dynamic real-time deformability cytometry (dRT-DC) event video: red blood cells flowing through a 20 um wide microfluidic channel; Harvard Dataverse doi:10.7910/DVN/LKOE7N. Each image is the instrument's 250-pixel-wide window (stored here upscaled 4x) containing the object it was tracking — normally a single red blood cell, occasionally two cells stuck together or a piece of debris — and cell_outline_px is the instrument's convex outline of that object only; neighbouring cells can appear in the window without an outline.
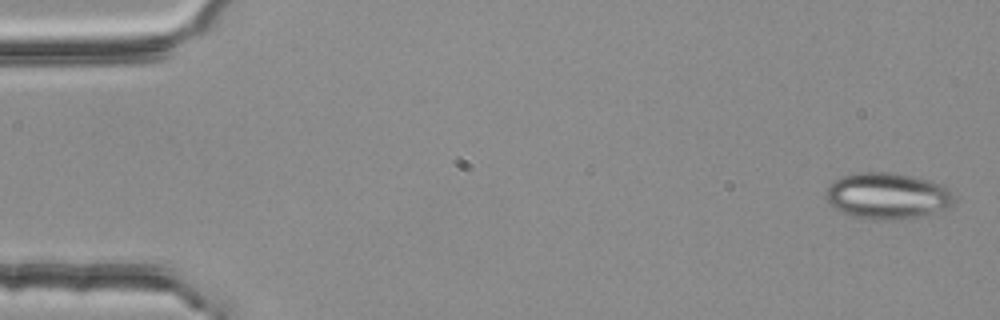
{"species": "common noctule bat (a hibernating species)", "species_latin": "Nyctalus noctula", "temperature_condition": "room temperature", "stored_images_in_passage": 6, "camera_frame_rate_fps": 3000, "um_per_image_px": 0.085, "animal": {"sex": "female", "body_mass_g": 25.1}, "frame": {"image": 1, "passage_image": 1, "time_ms": 0.0, "image_size_px": [1000, 320], "cell_outline_px": [[952, 204], [948, 208], [928, 216], [896, 220], [872, 220], [852, 216], [840, 212], [824, 196], [824, 192], [840, 176], [860, 172], [888, 172], [912, 176], [932, 180], [948, 188], [952, 196]], "centroid_in_image_um": [75.44, 16.67], "position_along_channel_um": 9.6, "area_um2": 34.85}}
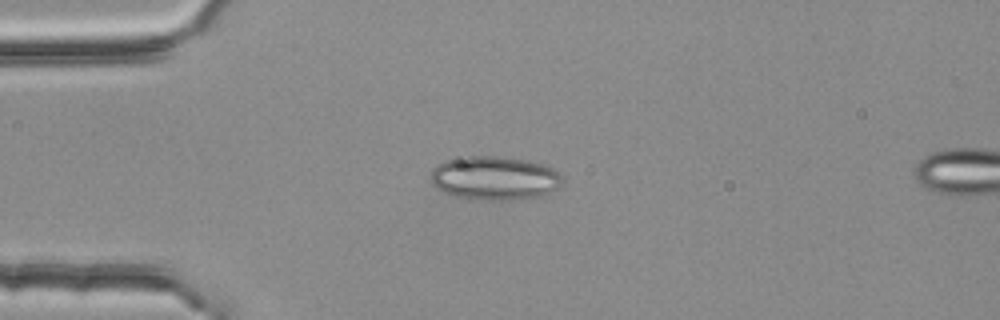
{"frame": {"image": 2, "passage_image": 4, "time_ms": 1.0, "image_size_px": [1000, 320], "cell_outline_px": [[564, 180], [556, 188], [544, 196], [504, 200], [488, 200], [456, 196], [444, 192], [436, 188], [432, 184], [432, 168], [444, 160], [464, 156], [496, 156], [528, 160], [544, 164], [552, 168]], "centroid_in_image_um": [42.03, 15.13], "position_along_channel_um": 43.0, "area_um2": 33.52}}